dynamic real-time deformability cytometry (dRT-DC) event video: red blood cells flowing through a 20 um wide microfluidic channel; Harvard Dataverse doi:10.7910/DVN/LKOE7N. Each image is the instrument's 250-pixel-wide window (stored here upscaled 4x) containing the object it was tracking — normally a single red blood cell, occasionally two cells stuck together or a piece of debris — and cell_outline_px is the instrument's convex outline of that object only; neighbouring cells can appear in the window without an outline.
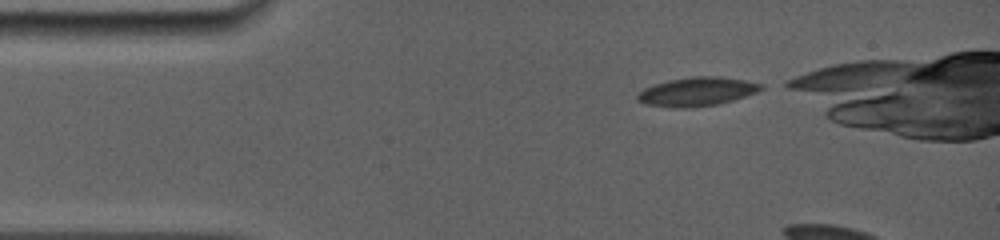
{"species": "common noctule bat (a hibernating species)", "species_latin": "Nyctalus noctula", "temperature_condition": "room temperature", "stored_images_in_passage": 5, "camera_frame_rate_fps": 5000, "um_per_image_px": 0.085, "animal": {"sex": "female", "body_mass_g": 19.0, "forearm_length_mm": 56.7}, "frame": {"image": 1, "passage_image": 1, "time_ms": 0.0, "image_size_px": [1000, 240], "cell_outline_px": [[764, 88], [756, 92], [720, 104], [692, 108], [680, 108], [644, 104], [636, 100], [636, 96], [644, 88], [668, 80], [692, 76], [720, 76], [744, 80], [764, 84]], "centroid_in_image_um": [59.24, 7.79], "position_along_channel_um": 25.8, "area_um2": 20.81}}